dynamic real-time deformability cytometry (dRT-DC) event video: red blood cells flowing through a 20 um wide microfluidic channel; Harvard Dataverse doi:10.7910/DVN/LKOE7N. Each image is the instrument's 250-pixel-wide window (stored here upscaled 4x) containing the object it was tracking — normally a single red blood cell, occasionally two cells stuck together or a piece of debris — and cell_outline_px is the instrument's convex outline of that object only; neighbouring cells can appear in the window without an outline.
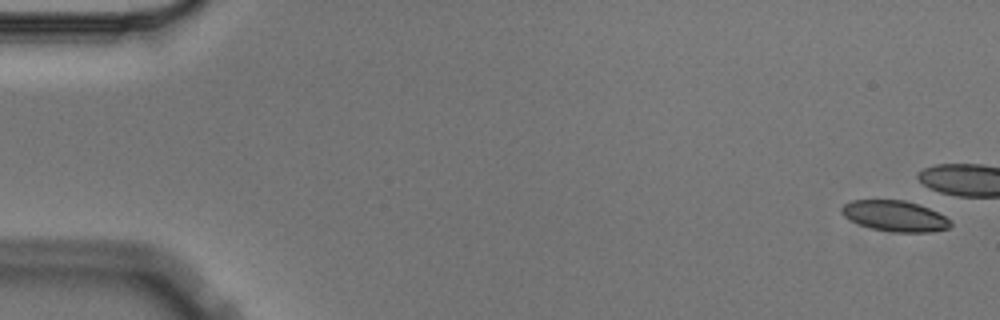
{"species": "Egyptian fruit bat (a non-hibernating species)", "species_latin": "Rousettus aegyptiacus", "temperature_condition": "cold", "stored_images_in_passage": 6, "camera_frame_rate_fps": 3000, "um_per_image_px": 0.085, "animal": {"sex": "male"}, "frame": {"image": 1, "passage_image": 1, "time_ms": 0.0, "image_size_px": [1000, 320], "cell_outline_px": [[952, 224], [948, 228], [928, 232], [892, 232], [872, 228], [860, 224], [844, 216], [840, 212], [840, 208], [844, 204], [852, 200], [904, 200], [928, 208], [952, 220]], "centroid_in_image_um": [76.06, 18.36], "position_along_channel_um": 8.9, "area_um2": 19.31}}
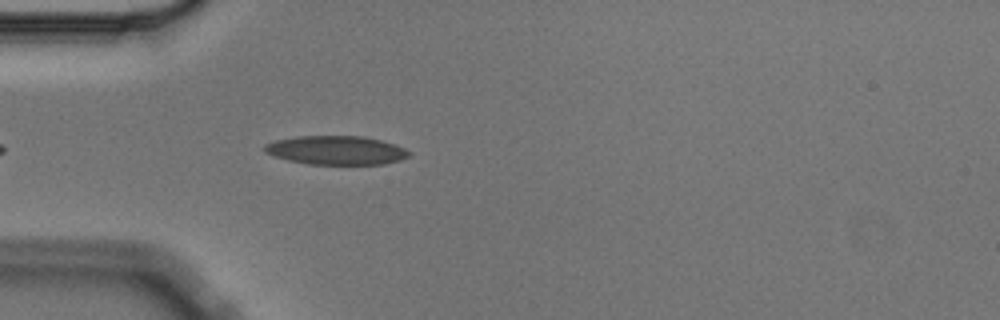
{"frame": {"image": 2, "passage_image": 6, "time_ms": 1.667, "image_size_px": [1000, 320], "cell_outline_px": [[412, 152], [408, 156], [400, 160], [384, 164], [308, 164], [288, 160], [264, 152], [264, 144], [276, 140], [296, 136], [364, 136], [380, 140], [404, 148]], "centroid_in_image_um": [28.56, 12.77], "position_along_channel_um": 56.4, "area_um2": 24.16}}